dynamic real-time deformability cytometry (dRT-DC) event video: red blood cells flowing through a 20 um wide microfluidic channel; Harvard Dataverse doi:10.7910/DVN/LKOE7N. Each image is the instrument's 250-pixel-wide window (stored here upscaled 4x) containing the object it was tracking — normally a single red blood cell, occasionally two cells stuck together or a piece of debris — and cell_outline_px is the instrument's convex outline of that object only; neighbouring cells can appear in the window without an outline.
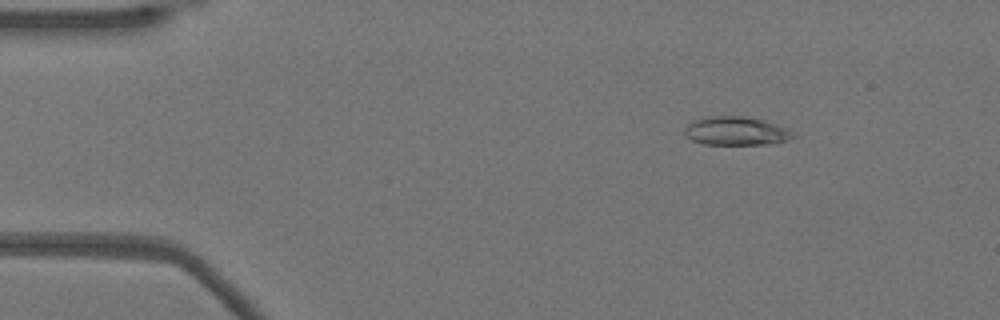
{"species": "Egyptian fruit bat (a non-hibernating species)", "species_latin": "Rousettus aegyptiacus", "temperature_condition": "warm", "stored_images_in_passage": 52, "camera_frame_rate_fps": 3000, "um_per_image_px": 0.085, "animal": {"sex": "female"}, "frame": {"image": 1, "passage_image": 7, "time_ms": 2.0, "image_size_px": [1000, 320], "cell_outline_px": [[796, 136], [788, 140], [776, 144], [704, 144], [692, 140], [684, 136], [684, 128], [692, 120], [704, 116], [748, 116], [764, 120], [788, 128], [796, 132]], "centroid_in_image_um": [62.59, 11.13], "position_along_channel_um": 22.4, "area_um2": 18.55}}
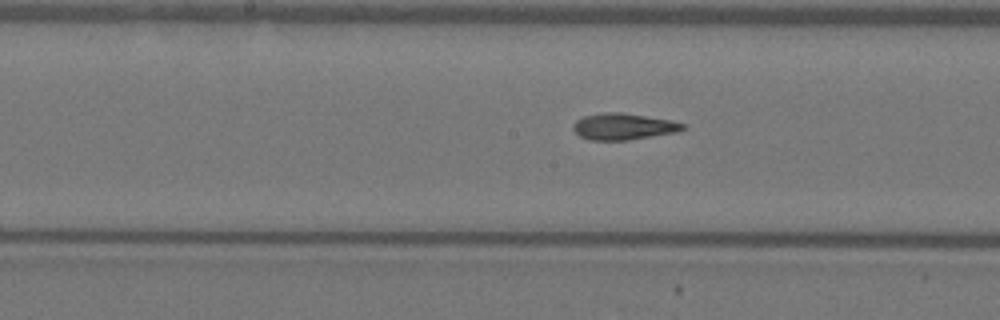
{"frame": {"image": 2, "passage_image": 26, "time_ms": 8.333, "image_size_px": [1000, 320], "cell_outline_px": [[688, 128], [676, 132], [628, 140], [588, 140], [580, 136], [572, 128], [572, 124], [576, 120], [584, 116], [604, 112], [620, 112], [672, 120], [684, 124]], "centroid_in_image_um": [52.98, 10.75], "position_along_channel_um": 195.2, "area_um2": 16.94}}
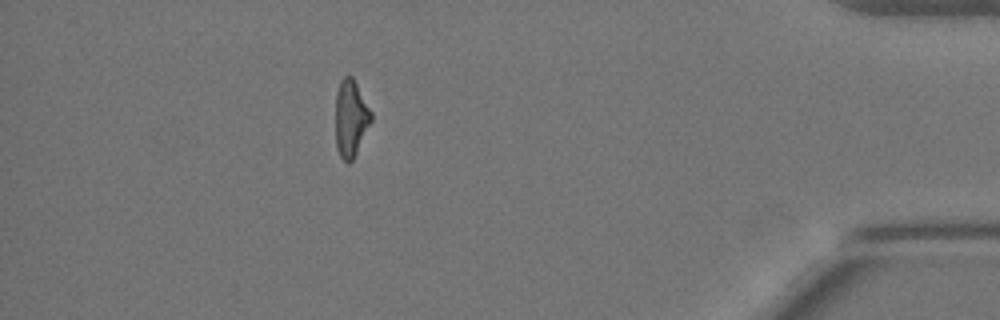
{"frame": {"image": 3, "passage_image": 46, "time_ms": 15.0, "image_size_px": [1000, 320], "cell_outline_px": [[372, 120], [352, 160], [348, 164], [340, 156], [336, 148], [336, 92], [340, 80], [344, 76], [352, 76], [372, 112]], "centroid_in_image_um": [29.81, 10.04], "position_along_channel_um": 405.4, "area_um2": 15.84}, "authors_computed_cell_mechanics": {"area_um2": 16.9354, "velocity_mm_per_s": 3.9026, "shape_relaxation_time_tau1_ms": null, "shape_relaxation_time_tau2_ms": 3.5073, "deformation_change_tau1": null, "deformation_change_tau2": 0.1169}}